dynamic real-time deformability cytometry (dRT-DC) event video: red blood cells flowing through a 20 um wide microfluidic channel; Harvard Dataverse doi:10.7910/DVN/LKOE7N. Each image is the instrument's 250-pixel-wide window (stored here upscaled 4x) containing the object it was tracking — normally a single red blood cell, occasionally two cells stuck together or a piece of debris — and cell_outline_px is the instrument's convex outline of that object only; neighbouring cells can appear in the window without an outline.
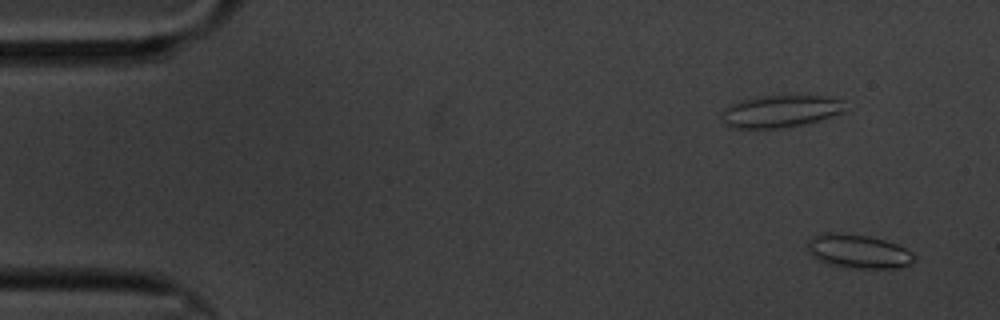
{"species": "common noctule bat (a hibernating species)", "species_latin": "Nyctalus noctula", "temperature_condition": "cold", "stored_images_in_passage": 61, "camera_frame_rate_fps": 3000, "um_per_image_px": 0.085, "animal": {"sex": "male", "body_mass_g": 20.1, "forearm_length_mm": 53.5}, "frame": {"image": 1, "passage_image": 3, "time_ms": 0.667, "image_size_px": [1000, 320], "cell_outline_px": [[916, 260], [912, 264], [900, 268], [852, 268], [828, 264], [812, 256], [808, 252], [808, 240], [812, 236], [824, 232], [840, 232], [868, 236], [884, 240], [896, 244], [912, 252], [916, 256]], "centroid_in_image_um": [72.97, 21.36], "position_along_channel_um": 12.0, "area_um2": 21.27}}
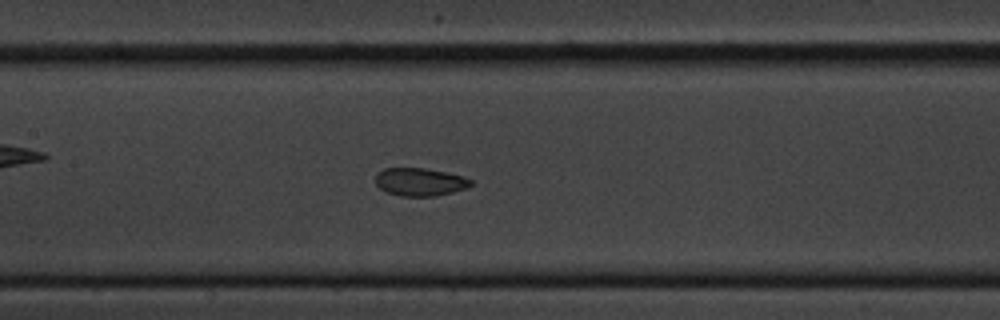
{"frame": {"image": 2, "passage_image": 28, "time_ms": 9.0, "image_size_px": [1000, 320], "cell_outline_px": [[472, 184], [468, 188], [436, 196], [400, 196], [388, 192], [380, 188], [376, 184], [376, 172], [384, 168], [424, 168], [444, 172], [460, 176], [472, 180]], "centroid_in_image_um": [35.67, 15.46], "position_along_channel_um": 171.7, "area_um2": 15.43}}
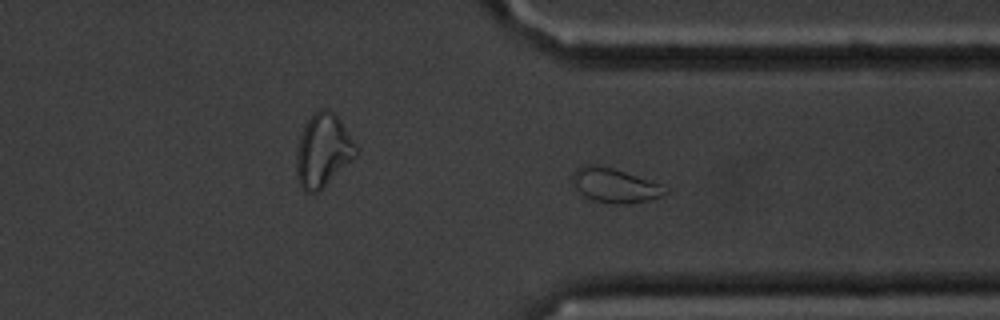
{"frame": {"image": 3, "passage_image": 45, "time_ms": 14.667, "image_size_px": [1000, 320], "cell_outline_px": [[668, 192], [652, 200], [628, 204], [620, 204], [592, 200], [584, 196], [580, 192], [572, 180], [572, 172], [580, 164], [600, 164], [660, 184], [668, 188]], "centroid_in_image_um": [52.23, 15.75], "position_along_channel_um": 359.2, "area_um2": 18.55}, "authors_computed_cell_mechanics": {"area_um2": 17.4556, "velocity_mm_per_s": 3.3101, "shape_relaxation_time_tau1_ms": 2.5978, "shape_relaxation_time_tau2_ms": 1.2428, "deformation_change_tau1": 0.0785, "deformation_change_tau2": 0.056}}